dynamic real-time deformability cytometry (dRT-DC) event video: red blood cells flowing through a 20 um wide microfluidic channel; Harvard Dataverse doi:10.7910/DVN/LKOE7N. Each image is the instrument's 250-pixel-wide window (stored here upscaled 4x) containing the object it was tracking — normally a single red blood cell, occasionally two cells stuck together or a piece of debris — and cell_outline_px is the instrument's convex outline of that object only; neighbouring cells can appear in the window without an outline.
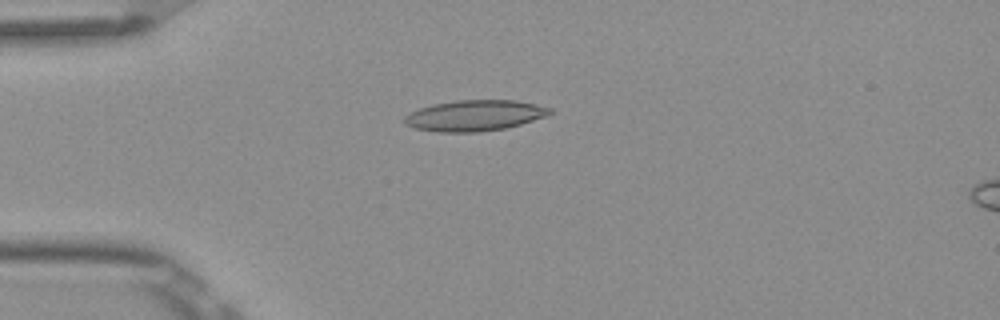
{"species": "Egyptian fruit bat (a non-hibernating species)", "species_latin": "Rousettus aegyptiacus", "temperature_condition": "room temperature", "stored_images_in_passage": 6, "camera_frame_rate_fps": 3000, "um_per_image_px": 0.085, "frame": {"image": 1, "passage_image": 4, "time_ms": 1.0, "image_size_px": [1000, 320], "cell_outline_px": [[552, 112], [548, 116], [520, 124], [504, 128], [476, 132], [436, 132], [416, 128], [404, 124], [404, 116], [408, 112], [432, 104], [456, 100], [516, 100], [536, 104], [552, 108]], "centroid_in_image_um": [40.33, 9.81], "position_along_channel_um": 44.7, "area_um2": 26.24}}
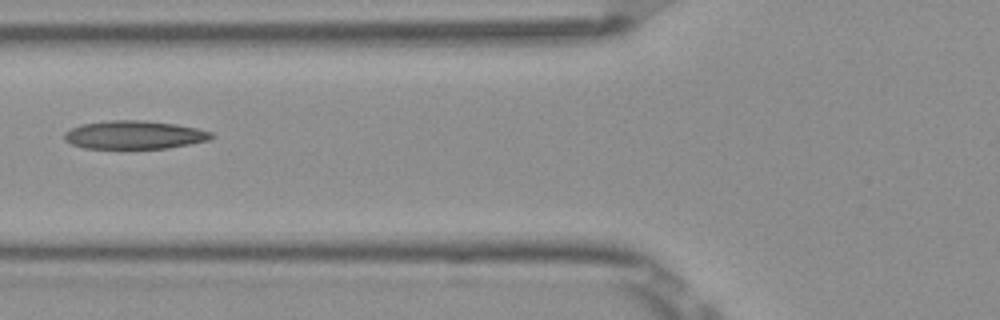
{"frame": {"image": 2, "passage_image": 6, "time_ms": 1.667, "image_size_px": [1000, 320], "cell_outline_px": [[216, 136], [208, 140], [168, 148], [84, 148], [72, 144], [64, 140], [64, 132], [80, 124], [112, 120], [144, 120], [176, 124], [196, 128], [212, 132]], "centroid_in_image_um": [11.41, 11.46], "position_along_channel_um": 114.4, "area_um2": 24.22}}